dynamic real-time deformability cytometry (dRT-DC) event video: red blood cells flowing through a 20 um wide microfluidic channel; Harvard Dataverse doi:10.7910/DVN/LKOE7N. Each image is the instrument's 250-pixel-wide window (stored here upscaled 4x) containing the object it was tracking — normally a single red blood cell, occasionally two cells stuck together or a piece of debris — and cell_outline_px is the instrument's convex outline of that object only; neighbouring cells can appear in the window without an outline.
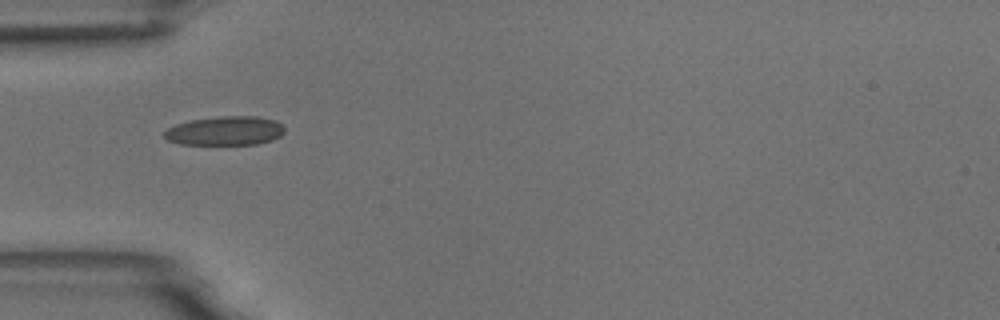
{"species": "common noctule bat (a hibernating species)", "species_latin": "Nyctalus noctula", "temperature_condition": "room temperature", "stored_images_in_passage": 3, "camera_frame_rate_fps": 3000, "um_per_image_px": 0.085, "animal": {"sex": "male", "body_mass_g": 18.8}, "frame": {"image": 1, "passage_image": 1, "time_ms": 0.0, "image_size_px": [1000, 320], "cell_outline_px": [[284, 132], [280, 136], [272, 140], [256, 144], [180, 144], [168, 140], [164, 136], [164, 132], [168, 128], [176, 124], [192, 120], [220, 116], [256, 116], [276, 120], [284, 128]], "centroid_in_image_um": [19.15, 11.11], "position_along_channel_um": 65.8, "area_um2": 20.23}}